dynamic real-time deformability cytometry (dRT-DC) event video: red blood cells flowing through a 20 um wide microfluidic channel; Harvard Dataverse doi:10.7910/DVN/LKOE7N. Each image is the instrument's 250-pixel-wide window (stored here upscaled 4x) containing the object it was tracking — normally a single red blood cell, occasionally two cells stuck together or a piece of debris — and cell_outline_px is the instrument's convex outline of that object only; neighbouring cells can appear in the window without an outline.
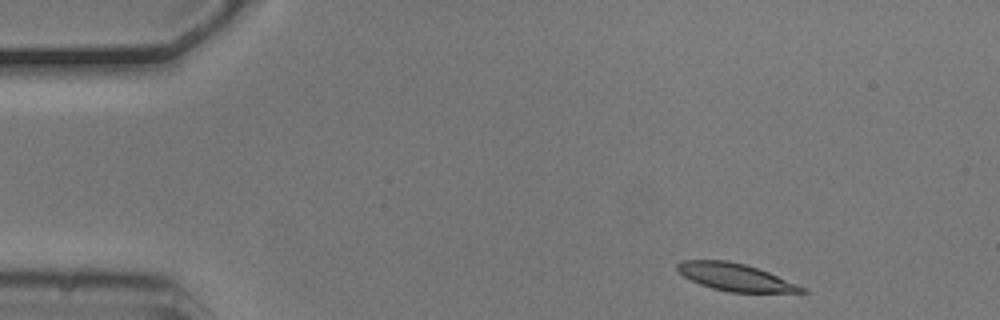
{"species": "common noctule bat (a hibernating species)", "species_latin": "Nyctalus noctula", "temperature_condition": "cold", "stored_images_in_passage": 13, "camera_frame_rate_fps": 3000, "um_per_image_px": 0.085, "animal": {"sex": "male", "body_mass_g": 20.5, "forearm_length_mm": 52.5}, "frame": {"image": 1, "passage_image": 1, "time_ms": 0.0, "image_size_px": [1000, 320], "cell_outline_px": [[808, 292], [728, 292], [712, 288], [700, 284], [684, 276], [676, 268], [676, 264], [680, 260], [728, 260], [744, 264], [768, 272], [808, 288]], "centroid_in_image_um": [62.5, 23.55], "position_along_channel_um": 22.5, "area_um2": 19.77}}
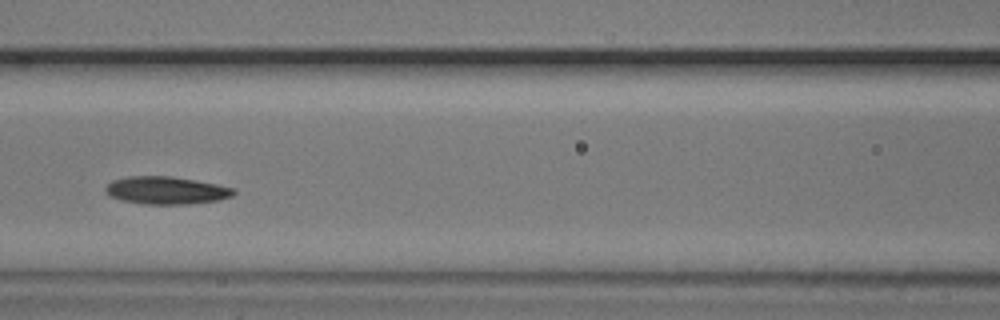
{"frame": {"image": 2, "passage_image": 5, "time_ms": 1.333, "image_size_px": [1000, 320], "cell_outline_px": [[236, 192], [232, 196], [216, 200], [188, 204], [144, 204], [124, 200], [108, 196], [104, 192], [104, 188], [112, 180], [128, 176], [172, 176], [196, 180], [236, 188]], "centroid_in_image_um": [14.11, 16.17], "position_along_channel_um": 152.5, "area_um2": 20.69}}
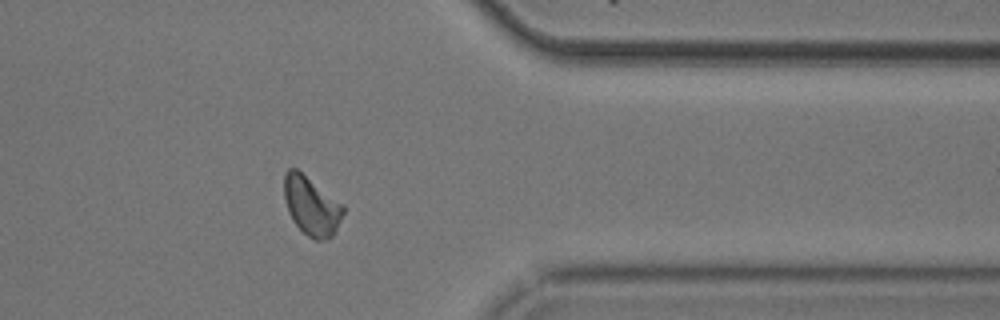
{"frame": {"image": 3, "passage_image": 11, "time_ms": 3.333, "image_size_px": [1000, 320], "cell_outline_px": [[344, 212], [332, 236], [328, 240], [316, 240], [308, 236], [292, 220], [288, 212], [284, 200], [284, 172], [288, 168], [296, 168], [344, 204]], "centroid_in_image_um": [26.46, 17.48], "position_along_channel_um": 384.9, "area_um2": 20.29}}